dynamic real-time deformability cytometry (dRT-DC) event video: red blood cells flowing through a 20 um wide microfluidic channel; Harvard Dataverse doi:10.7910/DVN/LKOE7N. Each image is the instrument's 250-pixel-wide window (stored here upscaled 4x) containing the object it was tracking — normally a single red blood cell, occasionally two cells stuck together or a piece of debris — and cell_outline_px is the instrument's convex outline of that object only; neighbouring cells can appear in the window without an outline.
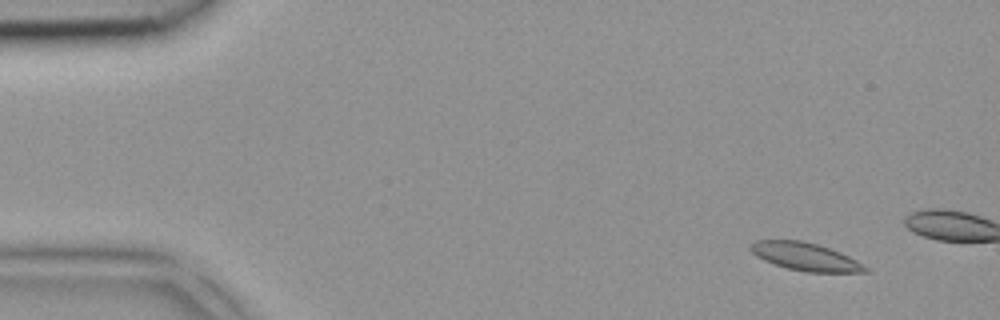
{"species": "common noctule bat (a hibernating species)", "species_latin": "Nyctalus noctula", "temperature_condition": "room temperature", "stored_images_in_passage": 3, "segment_of_instrument_passage": [2, 2], "camera_frame_rate_fps": 3000, "um_per_image_px": 0.085, "animal": {"sex": "female", "body_mass_g": 18.4}, "frame": {"image": 1, "passage_image": 3, "time_ms": 0.667, "image_size_px": [1000, 320], "cell_outline_px": [[868, 272], [808, 272], [788, 268], [764, 260], [756, 256], [748, 248], [756, 240], [800, 240], [816, 244], [840, 252], [856, 260], [868, 268]], "centroid_in_image_um": [68.44, 21.81], "position_along_channel_um": 16.6, "area_um2": 18.32}}